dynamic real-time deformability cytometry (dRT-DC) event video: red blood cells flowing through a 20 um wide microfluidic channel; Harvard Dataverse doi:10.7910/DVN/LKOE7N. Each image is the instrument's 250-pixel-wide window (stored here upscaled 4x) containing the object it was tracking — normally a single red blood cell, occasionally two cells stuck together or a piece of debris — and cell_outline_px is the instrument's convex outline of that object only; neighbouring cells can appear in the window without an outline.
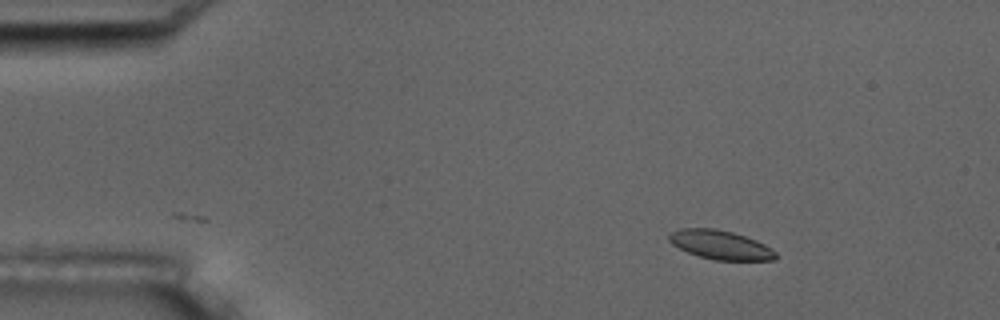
{"species": "common noctule bat (a hibernating species)", "species_latin": "Nyctalus noctula", "temperature_condition": "room temperature", "stored_images_in_passage": 3, "camera_frame_rate_fps": 3000, "um_per_image_px": 0.085, "animal": {"sex": "male", "body_mass_g": 17.5, "forearm_length_mm": 52.3}, "frame": {"image": 1, "passage_image": 3, "time_ms": 2.333, "image_size_px": [1000, 320], "cell_outline_px": [[776, 260], [716, 260], [700, 256], [688, 252], [672, 244], [668, 240], [668, 236], [672, 232], [680, 228], [712, 228], [732, 232], [756, 240], [772, 248], [776, 252]], "centroid_in_image_um": [61.24, 20.81], "position_along_channel_um": 23.8, "area_um2": 17.86}}